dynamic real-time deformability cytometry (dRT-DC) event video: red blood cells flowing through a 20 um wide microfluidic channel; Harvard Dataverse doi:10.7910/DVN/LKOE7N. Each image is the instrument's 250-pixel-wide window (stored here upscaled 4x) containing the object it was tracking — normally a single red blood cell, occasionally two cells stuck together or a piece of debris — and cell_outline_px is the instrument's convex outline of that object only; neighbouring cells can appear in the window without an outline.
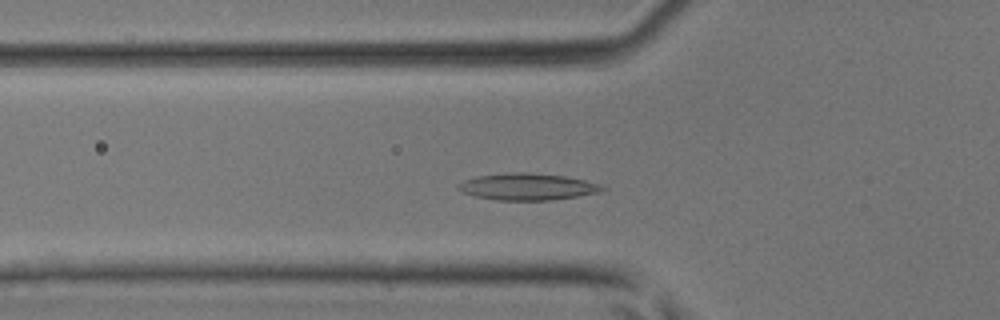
{"species": "common noctule bat (a hibernating species)", "species_latin": "Nyctalus noctula", "temperature_condition": "room temperature", "stored_images_in_passage": 40, "camera_frame_rate_fps": 3000, "um_per_image_px": 0.085, "animal": {"sex": "male", "body_mass_g": 17.9, "forearm_length_mm": 54.2}, "frame": {"image": 1, "passage_image": 12, "time_ms": 3.667, "image_size_px": [1000, 320], "cell_outline_px": [[608, 188], [600, 192], [552, 200], [496, 200], [476, 196], [460, 192], [456, 188], [456, 184], [464, 180], [476, 176], [516, 172], [528, 172], [564, 176], [584, 180]], "centroid_in_image_um": [44.77, 15.87], "position_along_channel_um": 81.0, "area_um2": 22.37}}
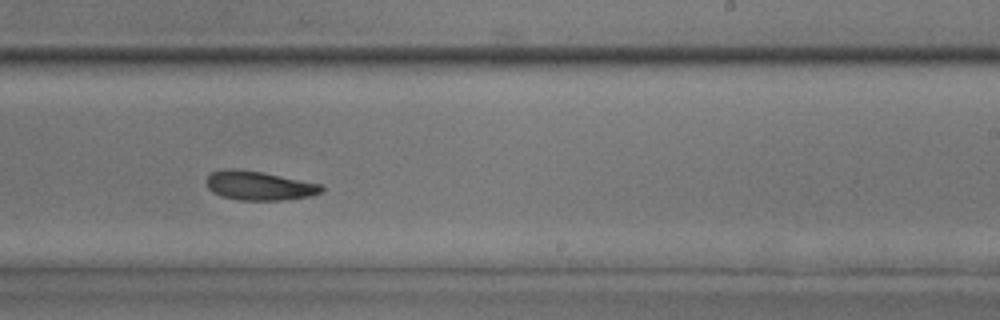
{"frame": {"image": 2, "passage_image": 24, "time_ms": 7.667, "image_size_px": [1000, 320], "cell_outline_px": [[324, 188], [320, 192], [312, 196], [288, 200], [240, 200], [220, 196], [212, 192], [208, 188], [204, 180], [212, 172], [224, 168], [232, 168], [260, 172], [324, 184]], "centroid_in_image_um": [22.02, 15.79], "position_along_channel_um": 267.0, "area_um2": 19.71}}
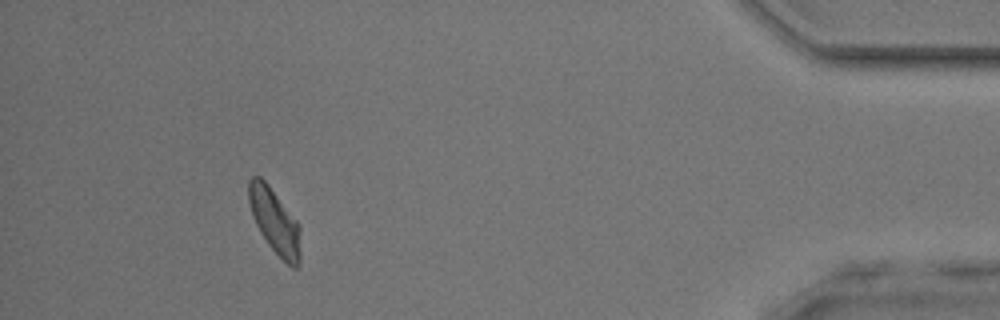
{"frame": {"image": 3, "passage_image": 37, "time_ms": 12.0, "image_size_px": [1000, 320], "cell_outline_px": [[300, 264], [296, 268], [292, 268], [268, 244], [260, 232], [252, 216], [248, 200], [248, 180], [252, 176], [260, 176], [268, 184], [300, 224]], "centroid_in_image_um": [23.35, 18.79], "position_along_channel_um": 411.8, "area_um2": 19.65}}